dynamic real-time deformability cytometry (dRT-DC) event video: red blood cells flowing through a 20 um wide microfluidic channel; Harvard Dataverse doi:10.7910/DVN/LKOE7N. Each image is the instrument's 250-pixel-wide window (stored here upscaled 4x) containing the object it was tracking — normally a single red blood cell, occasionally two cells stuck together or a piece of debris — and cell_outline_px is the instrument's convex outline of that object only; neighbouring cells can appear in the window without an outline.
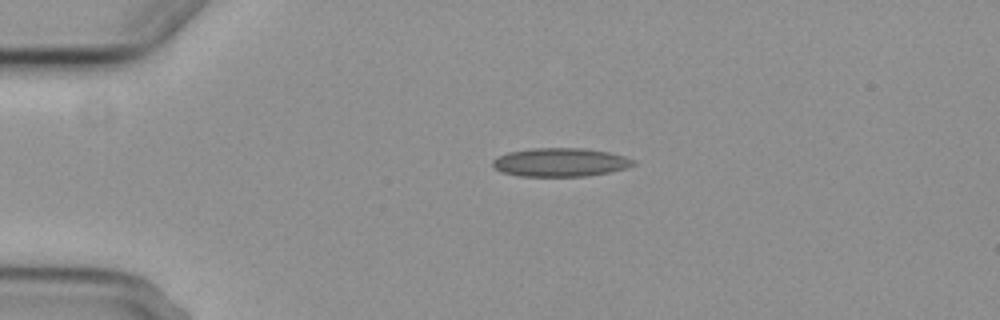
{"species": "common noctule bat (a hibernating species)", "species_latin": "Nyctalus noctula", "temperature_condition": "cold", "stored_images_in_passage": 2, "camera_frame_rate_fps": 3000, "um_per_image_px": 0.085, "animal": {"sex": "female", "body_mass_g": 29.2, "forearm_length_mm": 56.3}, "frame": {"image": 1, "passage_image": 1, "time_ms": 0.0, "image_size_px": [1000, 320], "cell_outline_px": [[636, 164], [628, 168], [588, 176], [520, 176], [500, 172], [492, 164], [492, 160], [508, 152], [536, 148], [584, 148], [608, 152], [624, 156], [636, 160]], "centroid_in_image_um": [47.66, 13.8], "position_along_channel_um": 37.3, "area_um2": 23.41}}